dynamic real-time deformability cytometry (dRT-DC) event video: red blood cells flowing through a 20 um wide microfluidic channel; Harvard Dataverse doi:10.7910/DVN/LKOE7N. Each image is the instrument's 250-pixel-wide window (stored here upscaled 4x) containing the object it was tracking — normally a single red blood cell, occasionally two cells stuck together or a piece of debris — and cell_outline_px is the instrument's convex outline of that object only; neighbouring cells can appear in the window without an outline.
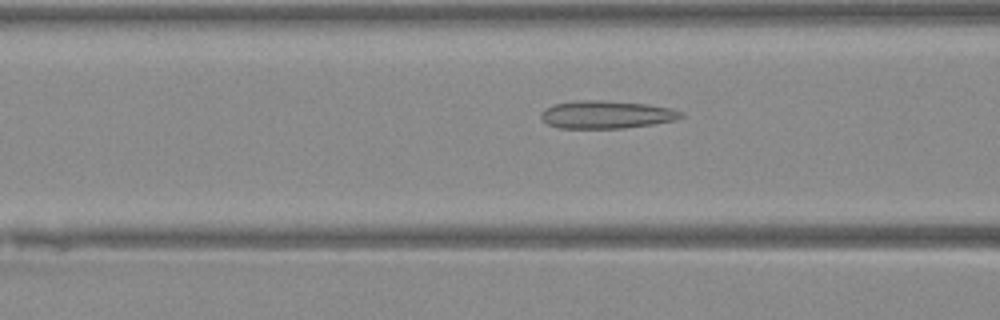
{"species": "Egyptian fruit bat (a non-hibernating species)", "species_latin": "Rousettus aegyptiacus", "temperature_condition": "warm", "stored_images_in_passage": 33, "camera_frame_rate_fps": 3000, "um_per_image_px": 0.085, "animal": {"sex": "female"}, "frame": {"image": 1, "passage_image": 10, "time_ms": 3.0, "image_size_px": [1000, 320], "cell_outline_px": [[684, 116], [672, 120], [652, 124], [624, 128], [560, 128], [548, 124], [540, 116], [540, 112], [544, 108], [552, 104], [576, 100], [600, 100], [648, 104], [672, 108], [680, 112]], "centroid_in_image_um": [51.49, 9.73], "position_along_channel_um": 115.1, "area_um2": 22.66}}
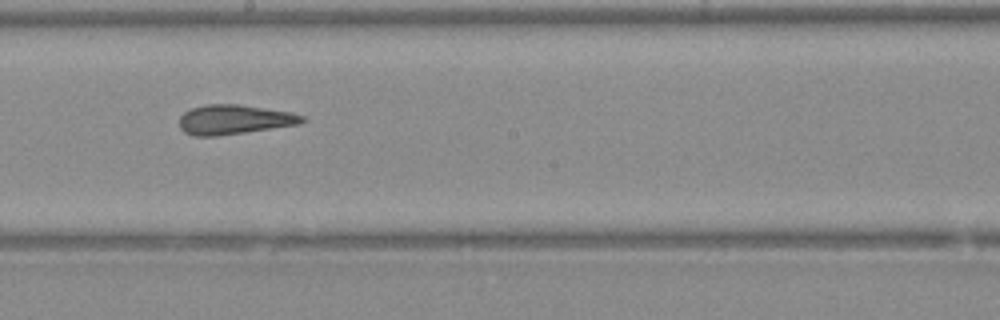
{"frame": {"image": 2, "passage_image": 18, "time_ms": 5.667, "image_size_px": [1000, 320], "cell_outline_px": [[304, 120], [300, 124], [216, 136], [196, 136], [184, 132], [180, 128], [180, 116], [184, 112], [192, 108], [208, 104], [236, 104], [288, 112], [304, 116]], "centroid_in_image_um": [19.86, 10.17], "position_along_channel_um": 228.3, "area_um2": 20.75}}
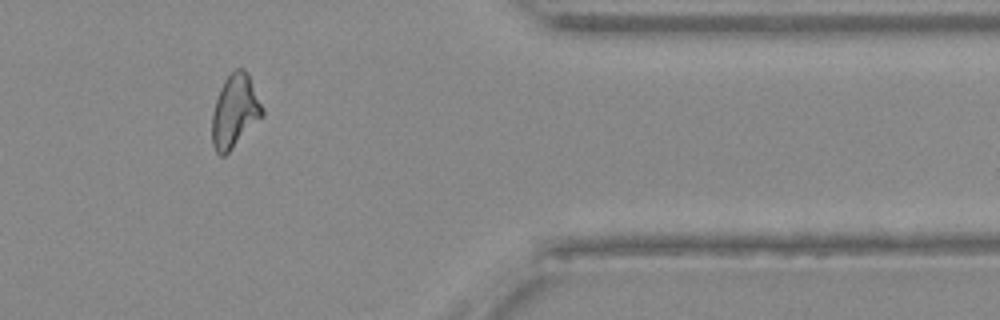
{"frame": {"image": 3, "passage_image": 31, "time_ms": 10.0, "image_size_px": [1000, 320], "cell_outline_px": [[264, 116], [224, 156], [220, 156], [216, 152], [212, 144], [212, 112], [220, 88], [224, 80], [236, 68], [244, 68], [264, 108]], "centroid_in_image_um": [19.96, 9.47], "position_along_channel_um": 391.4, "area_um2": 21.27}}